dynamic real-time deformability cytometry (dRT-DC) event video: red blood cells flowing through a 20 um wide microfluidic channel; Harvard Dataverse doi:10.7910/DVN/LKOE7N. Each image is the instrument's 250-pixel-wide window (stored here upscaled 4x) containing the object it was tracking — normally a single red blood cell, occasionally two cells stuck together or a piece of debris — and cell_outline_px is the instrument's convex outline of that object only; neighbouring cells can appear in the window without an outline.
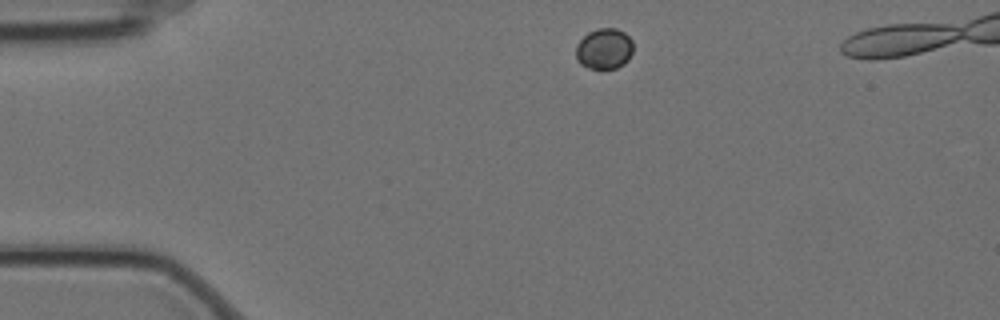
{"species": "Egyptian fruit bat (a non-hibernating species)", "species_latin": "Rousettus aegyptiacus", "temperature_condition": "cold", "stored_images_in_passage": 7, "camera_frame_rate_fps": 3000, "um_per_image_px": 0.085, "animal": {"sex": "female"}, "frame": {"image": 1, "passage_image": 1, "time_ms": 0.0, "image_size_px": [1000, 320], "cell_outline_px": [[632, 52], [628, 60], [624, 64], [616, 68], [600, 72], [588, 68], [580, 64], [576, 60], [576, 44], [588, 32], [596, 28], [616, 28], [624, 32], [632, 40]], "centroid_in_image_um": [51.34, 4.19], "position_along_channel_um": 33.7, "area_um2": 14.1}}
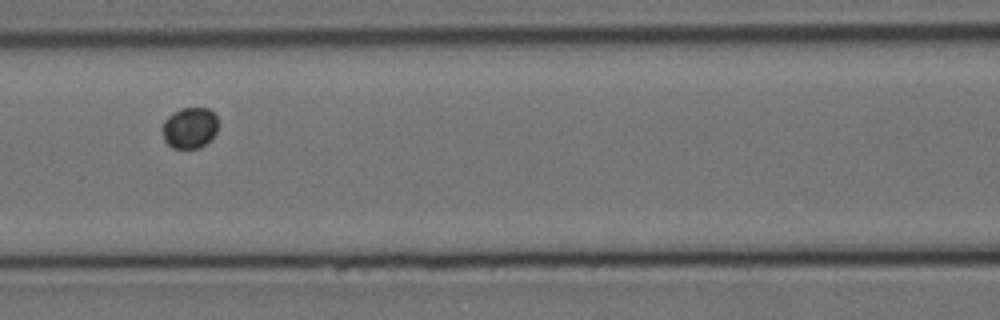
{"frame": {"image": 2, "passage_image": 5, "time_ms": 1.333, "image_size_px": [1000, 320], "cell_outline_px": [[216, 132], [200, 148], [172, 148], [164, 140], [160, 128], [164, 120], [168, 116], [180, 108], [208, 108], [216, 116]], "centroid_in_image_um": [16.06, 10.86], "position_along_channel_um": 150.5, "area_um2": 13.29}}
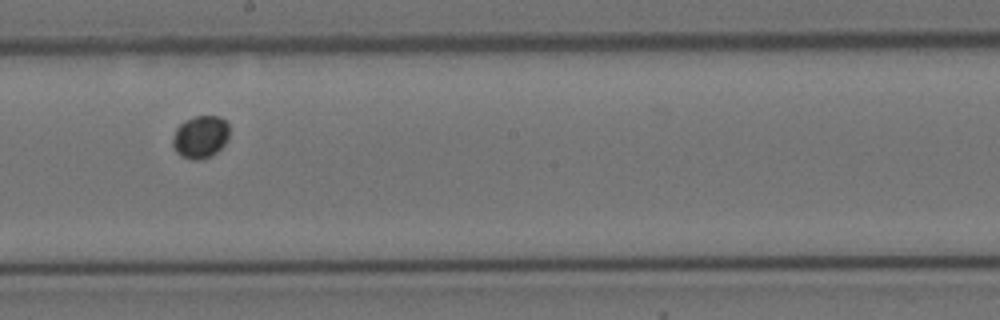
{"frame": {"image": 3, "passage_image": 7, "time_ms": 2.0, "image_size_px": [1000, 320], "cell_outline_px": [[228, 140], [212, 156], [200, 160], [192, 160], [180, 156], [176, 152], [172, 144], [172, 140], [176, 128], [184, 120], [196, 116], [220, 116], [228, 124]], "centroid_in_image_um": [17.02, 11.65], "position_along_channel_um": 231.2, "area_um2": 14.16}}